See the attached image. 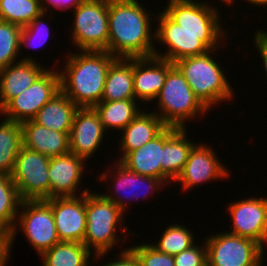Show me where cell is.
Wrapping results in <instances>:
<instances>
[{
    "mask_svg": "<svg viewBox=\"0 0 267 266\" xmlns=\"http://www.w3.org/2000/svg\"><path fill=\"white\" fill-rule=\"evenodd\" d=\"M91 253L83 243L59 242L41 255L42 266H89Z\"/></svg>",
    "mask_w": 267,
    "mask_h": 266,
    "instance_id": "28",
    "label": "cell"
},
{
    "mask_svg": "<svg viewBox=\"0 0 267 266\" xmlns=\"http://www.w3.org/2000/svg\"><path fill=\"white\" fill-rule=\"evenodd\" d=\"M140 266H175L173 255L159 252L152 244L144 243L130 247Z\"/></svg>",
    "mask_w": 267,
    "mask_h": 266,
    "instance_id": "35",
    "label": "cell"
},
{
    "mask_svg": "<svg viewBox=\"0 0 267 266\" xmlns=\"http://www.w3.org/2000/svg\"><path fill=\"white\" fill-rule=\"evenodd\" d=\"M145 9L138 0H108V52L111 55L125 59L154 56L152 14Z\"/></svg>",
    "mask_w": 267,
    "mask_h": 266,
    "instance_id": "1",
    "label": "cell"
},
{
    "mask_svg": "<svg viewBox=\"0 0 267 266\" xmlns=\"http://www.w3.org/2000/svg\"><path fill=\"white\" fill-rule=\"evenodd\" d=\"M83 1L84 0H40V6H41L42 11L47 14V11H48L47 9L50 8V7H48L49 4H50V6L52 5L56 9L59 8L61 10H65V9H69V8L75 9ZM46 5H48V6L46 7Z\"/></svg>",
    "mask_w": 267,
    "mask_h": 266,
    "instance_id": "38",
    "label": "cell"
},
{
    "mask_svg": "<svg viewBox=\"0 0 267 266\" xmlns=\"http://www.w3.org/2000/svg\"><path fill=\"white\" fill-rule=\"evenodd\" d=\"M104 133L94 107L78 108L69 134L70 152L87 160L101 146Z\"/></svg>",
    "mask_w": 267,
    "mask_h": 266,
    "instance_id": "16",
    "label": "cell"
},
{
    "mask_svg": "<svg viewBox=\"0 0 267 266\" xmlns=\"http://www.w3.org/2000/svg\"><path fill=\"white\" fill-rule=\"evenodd\" d=\"M60 71L61 91L78 107H94L101 102L106 77L117 59L108 51L80 50L68 54Z\"/></svg>",
    "mask_w": 267,
    "mask_h": 266,
    "instance_id": "2",
    "label": "cell"
},
{
    "mask_svg": "<svg viewBox=\"0 0 267 266\" xmlns=\"http://www.w3.org/2000/svg\"><path fill=\"white\" fill-rule=\"evenodd\" d=\"M186 128H178L165 142L163 146V182L170 184L175 181L182 172L192 147L186 135ZM169 179V180H168Z\"/></svg>",
    "mask_w": 267,
    "mask_h": 266,
    "instance_id": "26",
    "label": "cell"
},
{
    "mask_svg": "<svg viewBox=\"0 0 267 266\" xmlns=\"http://www.w3.org/2000/svg\"><path fill=\"white\" fill-rule=\"evenodd\" d=\"M254 44L257 46L258 53H260L261 60L263 61L264 70L267 74V32L259 30L255 32ZM267 76V75H266Z\"/></svg>",
    "mask_w": 267,
    "mask_h": 266,
    "instance_id": "39",
    "label": "cell"
},
{
    "mask_svg": "<svg viewBox=\"0 0 267 266\" xmlns=\"http://www.w3.org/2000/svg\"><path fill=\"white\" fill-rule=\"evenodd\" d=\"M174 63L156 56L133 58V84L137 101L155 100Z\"/></svg>",
    "mask_w": 267,
    "mask_h": 266,
    "instance_id": "17",
    "label": "cell"
},
{
    "mask_svg": "<svg viewBox=\"0 0 267 266\" xmlns=\"http://www.w3.org/2000/svg\"><path fill=\"white\" fill-rule=\"evenodd\" d=\"M22 27L0 20V69L17 63Z\"/></svg>",
    "mask_w": 267,
    "mask_h": 266,
    "instance_id": "33",
    "label": "cell"
},
{
    "mask_svg": "<svg viewBox=\"0 0 267 266\" xmlns=\"http://www.w3.org/2000/svg\"><path fill=\"white\" fill-rule=\"evenodd\" d=\"M80 196L48 198L60 242H80L86 232V193Z\"/></svg>",
    "mask_w": 267,
    "mask_h": 266,
    "instance_id": "13",
    "label": "cell"
},
{
    "mask_svg": "<svg viewBox=\"0 0 267 266\" xmlns=\"http://www.w3.org/2000/svg\"><path fill=\"white\" fill-rule=\"evenodd\" d=\"M167 126L158 136L144 146L128 152L118 161L128 170L139 175L159 178L163 181V146L164 142L177 130Z\"/></svg>",
    "mask_w": 267,
    "mask_h": 266,
    "instance_id": "18",
    "label": "cell"
},
{
    "mask_svg": "<svg viewBox=\"0 0 267 266\" xmlns=\"http://www.w3.org/2000/svg\"><path fill=\"white\" fill-rule=\"evenodd\" d=\"M220 1V0H219ZM222 2L224 1V3H226V4H230L231 5V3L233 4L234 2V0H221Z\"/></svg>",
    "mask_w": 267,
    "mask_h": 266,
    "instance_id": "42",
    "label": "cell"
},
{
    "mask_svg": "<svg viewBox=\"0 0 267 266\" xmlns=\"http://www.w3.org/2000/svg\"><path fill=\"white\" fill-rule=\"evenodd\" d=\"M84 161H86L84 158L70 151L50 159L48 171L50 198L77 196L75 193L82 182Z\"/></svg>",
    "mask_w": 267,
    "mask_h": 266,
    "instance_id": "19",
    "label": "cell"
},
{
    "mask_svg": "<svg viewBox=\"0 0 267 266\" xmlns=\"http://www.w3.org/2000/svg\"><path fill=\"white\" fill-rule=\"evenodd\" d=\"M22 146L20 123L3 119L0 123V173L11 175Z\"/></svg>",
    "mask_w": 267,
    "mask_h": 266,
    "instance_id": "29",
    "label": "cell"
},
{
    "mask_svg": "<svg viewBox=\"0 0 267 266\" xmlns=\"http://www.w3.org/2000/svg\"><path fill=\"white\" fill-rule=\"evenodd\" d=\"M136 99L133 84V58H117L109 67L101 101Z\"/></svg>",
    "mask_w": 267,
    "mask_h": 266,
    "instance_id": "24",
    "label": "cell"
},
{
    "mask_svg": "<svg viewBox=\"0 0 267 266\" xmlns=\"http://www.w3.org/2000/svg\"><path fill=\"white\" fill-rule=\"evenodd\" d=\"M50 157L21 147L11 173L21 200H45L50 198Z\"/></svg>",
    "mask_w": 267,
    "mask_h": 266,
    "instance_id": "10",
    "label": "cell"
},
{
    "mask_svg": "<svg viewBox=\"0 0 267 266\" xmlns=\"http://www.w3.org/2000/svg\"><path fill=\"white\" fill-rule=\"evenodd\" d=\"M20 125L25 148L42 153L50 158L70 151V132H58L44 127L34 120L25 121Z\"/></svg>",
    "mask_w": 267,
    "mask_h": 266,
    "instance_id": "21",
    "label": "cell"
},
{
    "mask_svg": "<svg viewBox=\"0 0 267 266\" xmlns=\"http://www.w3.org/2000/svg\"><path fill=\"white\" fill-rule=\"evenodd\" d=\"M249 1V2H248ZM246 2H248V3H251V4H255V5H262L263 7L265 6V5H267V0H246Z\"/></svg>",
    "mask_w": 267,
    "mask_h": 266,
    "instance_id": "41",
    "label": "cell"
},
{
    "mask_svg": "<svg viewBox=\"0 0 267 266\" xmlns=\"http://www.w3.org/2000/svg\"><path fill=\"white\" fill-rule=\"evenodd\" d=\"M3 113H4V107L1 105V102H0V115H3Z\"/></svg>",
    "mask_w": 267,
    "mask_h": 266,
    "instance_id": "43",
    "label": "cell"
},
{
    "mask_svg": "<svg viewBox=\"0 0 267 266\" xmlns=\"http://www.w3.org/2000/svg\"><path fill=\"white\" fill-rule=\"evenodd\" d=\"M229 175V171L218 160L211 147L195 143L182 172L174 182H181L182 188L186 191L213 179L228 178Z\"/></svg>",
    "mask_w": 267,
    "mask_h": 266,
    "instance_id": "15",
    "label": "cell"
},
{
    "mask_svg": "<svg viewBox=\"0 0 267 266\" xmlns=\"http://www.w3.org/2000/svg\"><path fill=\"white\" fill-rule=\"evenodd\" d=\"M160 240L156 244H152L159 252L169 255H176L192 247L195 242L193 233L186 226L172 224L169 225Z\"/></svg>",
    "mask_w": 267,
    "mask_h": 266,
    "instance_id": "32",
    "label": "cell"
},
{
    "mask_svg": "<svg viewBox=\"0 0 267 266\" xmlns=\"http://www.w3.org/2000/svg\"><path fill=\"white\" fill-rule=\"evenodd\" d=\"M41 13L40 0H0V20L20 27L27 26Z\"/></svg>",
    "mask_w": 267,
    "mask_h": 266,
    "instance_id": "31",
    "label": "cell"
},
{
    "mask_svg": "<svg viewBox=\"0 0 267 266\" xmlns=\"http://www.w3.org/2000/svg\"><path fill=\"white\" fill-rule=\"evenodd\" d=\"M159 112L155 111L167 125L186 128L185 123L200 113L205 114L209 109L199 100L190 88L180 70L174 66L168 73L165 83L158 96ZM161 109V110H160Z\"/></svg>",
    "mask_w": 267,
    "mask_h": 266,
    "instance_id": "5",
    "label": "cell"
},
{
    "mask_svg": "<svg viewBox=\"0 0 267 266\" xmlns=\"http://www.w3.org/2000/svg\"><path fill=\"white\" fill-rule=\"evenodd\" d=\"M78 107L62 92L48 101L34 117V121L58 132H70Z\"/></svg>",
    "mask_w": 267,
    "mask_h": 266,
    "instance_id": "25",
    "label": "cell"
},
{
    "mask_svg": "<svg viewBox=\"0 0 267 266\" xmlns=\"http://www.w3.org/2000/svg\"><path fill=\"white\" fill-rule=\"evenodd\" d=\"M163 11L181 26L184 33L225 34L220 24L219 10L208 5V2L169 0Z\"/></svg>",
    "mask_w": 267,
    "mask_h": 266,
    "instance_id": "12",
    "label": "cell"
},
{
    "mask_svg": "<svg viewBox=\"0 0 267 266\" xmlns=\"http://www.w3.org/2000/svg\"><path fill=\"white\" fill-rule=\"evenodd\" d=\"M73 10L72 44L78 51H108V0H84Z\"/></svg>",
    "mask_w": 267,
    "mask_h": 266,
    "instance_id": "8",
    "label": "cell"
},
{
    "mask_svg": "<svg viewBox=\"0 0 267 266\" xmlns=\"http://www.w3.org/2000/svg\"><path fill=\"white\" fill-rule=\"evenodd\" d=\"M114 168H116V169H112L111 170V172L114 171L113 174L115 175V176L112 175V177H114L113 178L114 186L112 188H114L116 186V188H115L116 190L113 191L114 194H113V192H111L112 194H109V195L108 194H102V195L106 199L114 202L123 212H125L126 209H127L126 207H127V204H128V200L126 201V199H128L130 196H131L130 198L132 199V197L135 198L137 195H139L138 191H140L141 185L142 186L147 185L146 187H148V189L146 188L147 189V193H145V195L142 193L144 197H148V196H146L149 193L148 191H150V192H152V191L154 192L156 190L158 191L159 188L160 189L162 188L161 187L162 185H165V183L159 178L139 175V174H137L135 172H132V171L128 170L125 166H123L117 160L115 162ZM122 189H123V192H125V194L127 193L126 195L128 196L127 197L126 195H123V196H125V198L127 197L125 200H124V197H122V195H121V194H124V193H121ZM133 192H135L137 194H135ZM117 193L119 194L118 197L116 195ZM130 198H129V201L131 200ZM136 198L138 200L139 196L136 197Z\"/></svg>",
    "mask_w": 267,
    "mask_h": 266,
    "instance_id": "22",
    "label": "cell"
},
{
    "mask_svg": "<svg viewBox=\"0 0 267 266\" xmlns=\"http://www.w3.org/2000/svg\"><path fill=\"white\" fill-rule=\"evenodd\" d=\"M10 254L11 251L9 234L0 231V266H6Z\"/></svg>",
    "mask_w": 267,
    "mask_h": 266,
    "instance_id": "40",
    "label": "cell"
},
{
    "mask_svg": "<svg viewBox=\"0 0 267 266\" xmlns=\"http://www.w3.org/2000/svg\"><path fill=\"white\" fill-rule=\"evenodd\" d=\"M45 15H46L45 12L41 13L39 16L35 17L27 26L22 27L20 38H19V51H21V49L23 48L22 46H27L29 48L40 47L44 45L45 42L50 38L49 37L50 36L49 26L44 21H42ZM34 36L37 39H39L38 40L39 43L36 42L35 45H32L31 42L34 41V39L37 41V39Z\"/></svg>",
    "mask_w": 267,
    "mask_h": 266,
    "instance_id": "34",
    "label": "cell"
},
{
    "mask_svg": "<svg viewBox=\"0 0 267 266\" xmlns=\"http://www.w3.org/2000/svg\"><path fill=\"white\" fill-rule=\"evenodd\" d=\"M123 213L114 202L106 199L101 193H86V232L83 244L90 252L94 250L95 259L103 258L118 243V226L122 232L129 231L128 227L121 223Z\"/></svg>",
    "mask_w": 267,
    "mask_h": 266,
    "instance_id": "3",
    "label": "cell"
},
{
    "mask_svg": "<svg viewBox=\"0 0 267 266\" xmlns=\"http://www.w3.org/2000/svg\"><path fill=\"white\" fill-rule=\"evenodd\" d=\"M205 242L207 266H262L263 264L264 249L254 240L223 232L207 237Z\"/></svg>",
    "mask_w": 267,
    "mask_h": 266,
    "instance_id": "9",
    "label": "cell"
},
{
    "mask_svg": "<svg viewBox=\"0 0 267 266\" xmlns=\"http://www.w3.org/2000/svg\"><path fill=\"white\" fill-rule=\"evenodd\" d=\"M136 99L101 101L94 106L103 128L123 130L141 111Z\"/></svg>",
    "mask_w": 267,
    "mask_h": 266,
    "instance_id": "27",
    "label": "cell"
},
{
    "mask_svg": "<svg viewBox=\"0 0 267 266\" xmlns=\"http://www.w3.org/2000/svg\"><path fill=\"white\" fill-rule=\"evenodd\" d=\"M157 18V19H156ZM155 20H158V28L155 29V41L169 48L167 52L158 53L154 56L166 59L172 63L183 58L202 55L209 50H218L221 42L224 43L226 34H189L184 33L164 11ZM221 38V39H220ZM224 39V40H223ZM221 41V42H219ZM164 54V55H163Z\"/></svg>",
    "mask_w": 267,
    "mask_h": 266,
    "instance_id": "6",
    "label": "cell"
},
{
    "mask_svg": "<svg viewBox=\"0 0 267 266\" xmlns=\"http://www.w3.org/2000/svg\"><path fill=\"white\" fill-rule=\"evenodd\" d=\"M228 210L233 220L232 234L267 244V196L232 202Z\"/></svg>",
    "mask_w": 267,
    "mask_h": 266,
    "instance_id": "14",
    "label": "cell"
},
{
    "mask_svg": "<svg viewBox=\"0 0 267 266\" xmlns=\"http://www.w3.org/2000/svg\"><path fill=\"white\" fill-rule=\"evenodd\" d=\"M205 243V244H204ZM203 245H193L173 256L175 266H207V248Z\"/></svg>",
    "mask_w": 267,
    "mask_h": 266,
    "instance_id": "36",
    "label": "cell"
},
{
    "mask_svg": "<svg viewBox=\"0 0 267 266\" xmlns=\"http://www.w3.org/2000/svg\"><path fill=\"white\" fill-rule=\"evenodd\" d=\"M143 111V112H142ZM167 125L154 112H141L122 130L121 158L158 136Z\"/></svg>",
    "mask_w": 267,
    "mask_h": 266,
    "instance_id": "23",
    "label": "cell"
},
{
    "mask_svg": "<svg viewBox=\"0 0 267 266\" xmlns=\"http://www.w3.org/2000/svg\"><path fill=\"white\" fill-rule=\"evenodd\" d=\"M213 51L216 49L174 62L194 94L209 110L214 104L232 100L233 97V90L221 65L212 57Z\"/></svg>",
    "mask_w": 267,
    "mask_h": 266,
    "instance_id": "4",
    "label": "cell"
},
{
    "mask_svg": "<svg viewBox=\"0 0 267 266\" xmlns=\"http://www.w3.org/2000/svg\"><path fill=\"white\" fill-rule=\"evenodd\" d=\"M33 57L19 59L17 63L0 69V102L4 107L11 99L29 88L47 69Z\"/></svg>",
    "mask_w": 267,
    "mask_h": 266,
    "instance_id": "20",
    "label": "cell"
},
{
    "mask_svg": "<svg viewBox=\"0 0 267 266\" xmlns=\"http://www.w3.org/2000/svg\"><path fill=\"white\" fill-rule=\"evenodd\" d=\"M20 209L22 211L18 212L15 225L9 233L10 251L18 225L40 256L60 242L51 206L45 200H22L18 210Z\"/></svg>",
    "mask_w": 267,
    "mask_h": 266,
    "instance_id": "7",
    "label": "cell"
},
{
    "mask_svg": "<svg viewBox=\"0 0 267 266\" xmlns=\"http://www.w3.org/2000/svg\"><path fill=\"white\" fill-rule=\"evenodd\" d=\"M57 70L47 68L29 88L11 99L4 106L5 119L20 124L33 120L38 111L61 91Z\"/></svg>",
    "mask_w": 267,
    "mask_h": 266,
    "instance_id": "11",
    "label": "cell"
},
{
    "mask_svg": "<svg viewBox=\"0 0 267 266\" xmlns=\"http://www.w3.org/2000/svg\"><path fill=\"white\" fill-rule=\"evenodd\" d=\"M21 201L11 175L0 173V231L11 232Z\"/></svg>",
    "mask_w": 267,
    "mask_h": 266,
    "instance_id": "30",
    "label": "cell"
},
{
    "mask_svg": "<svg viewBox=\"0 0 267 266\" xmlns=\"http://www.w3.org/2000/svg\"><path fill=\"white\" fill-rule=\"evenodd\" d=\"M102 266H140V263L133 250L126 247L117 259Z\"/></svg>",
    "mask_w": 267,
    "mask_h": 266,
    "instance_id": "37",
    "label": "cell"
}]
</instances>
